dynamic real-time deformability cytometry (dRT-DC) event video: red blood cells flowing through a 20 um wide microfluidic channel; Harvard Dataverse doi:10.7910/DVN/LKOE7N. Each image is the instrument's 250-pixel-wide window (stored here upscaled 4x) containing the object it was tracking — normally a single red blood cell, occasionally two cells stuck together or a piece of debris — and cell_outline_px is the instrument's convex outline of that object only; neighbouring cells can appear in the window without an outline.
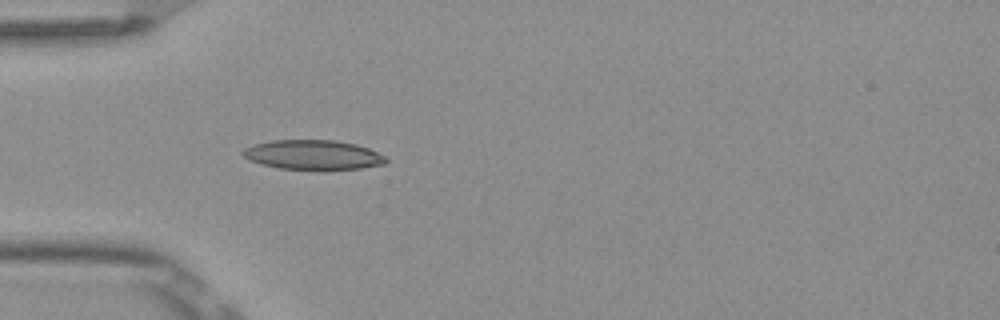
{"species": "Egyptian fruit bat (a non-hibernating species)", "species_latin": "Rousettus aegyptiacus", "temperature_condition": "room temperature", "stored_images_in_passage": 5, "camera_frame_rate_fps": 3000, "um_per_image_px": 0.085, "frame": {"image": 1, "passage_image": 5, "time_ms": 1.333, "image_size_px": [1000, 320], "cell_outline_px": [[388, 160], [384, 164], [360, 168], [324, 172], [320, 172], [280, 168], [260, 164], [244, 156], [240, 152], [244, 148], [252, 144], [272, 140], [336, 140], [356, 144], [368, 148], [384, 156]], "centroid_in_image_um": [26.61, 13.19], "position_along_channel_um": 58.4, "area_um2": 25.37}}